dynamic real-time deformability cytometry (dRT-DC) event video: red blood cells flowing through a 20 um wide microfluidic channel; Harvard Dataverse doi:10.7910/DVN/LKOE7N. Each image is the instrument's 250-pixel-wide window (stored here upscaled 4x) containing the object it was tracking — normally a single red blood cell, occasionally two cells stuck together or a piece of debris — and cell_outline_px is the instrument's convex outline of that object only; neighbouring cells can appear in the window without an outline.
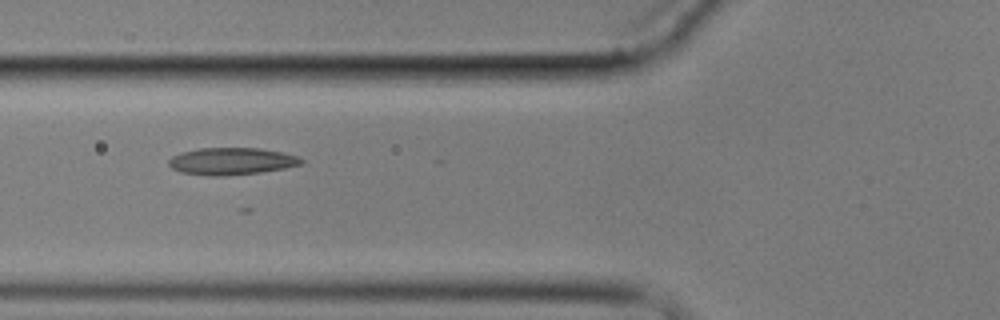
{"species": "common noctule bat (a hibernating species)", "species_latin": "Nyctalus noctula", "temperature_condition": "cold", "stored_images_in_passage": 8, "camera_frame_rate_fps": 3000, "um_per_image_px": 0.085, "animal": {"sex": "male", "body_mass_g": 17.9}, "frame": {"image": 1, "passage_image": 5, "time_ms": 5.667, "image_size_px": [1000, 320], "cell_outline_px": [[304, 164], [284, 168], [260, 172], [228, 176], [208, 176], [180, 172], [172, 168], [168, 164], [168, 160], [172, 156], [184, 152], [200, 148], [260, 148], [280, 152], [296, 156], [304, 160]], "centroid_in_image_um": [19.67, 13.71], "position_along_channel_um": 106.1, "area_um2": 20.92}}
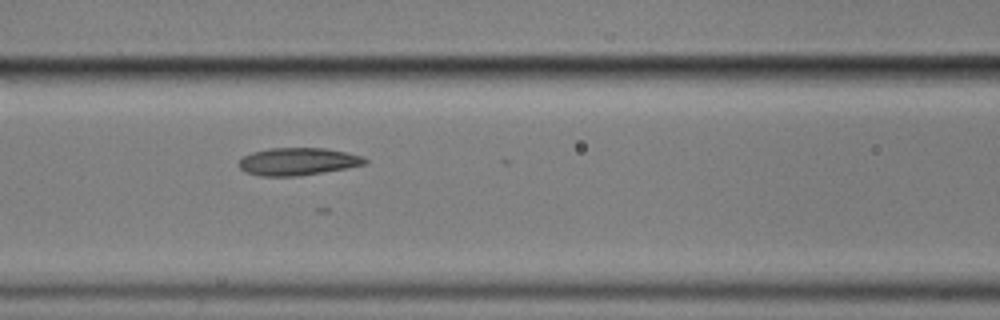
{"frame": {"image": 2, "passage_image": 6, "time_ms": 6.667, "image_size_px": [1000, 320], "cell_outline_px": [[368, 164], [348, 168], [300, 176], [260, 176], [244, 172], [240, 168], [240, 160], [244, 156], [252, 152], [268, 148], [324, 148], [344, 152], [360, 156], [368, 160]], "centroid_in_image_um": [25.32, 13.74], "position_along_channel_um": 141.3, "area_um2": 20.23}}
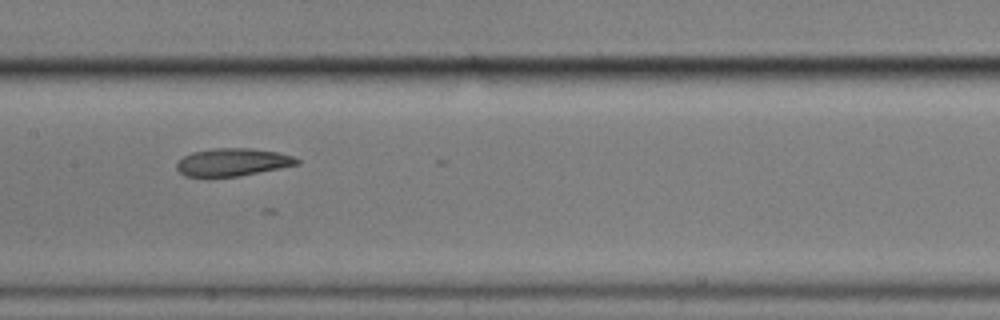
{"frame": {"image": 3, "passage_image": 7, "time_ms": 8.0, "image_size_px": [1000, 320], "cell_outline_px": [[300, 164], [240, 176], [208, 180], [184, 176], [176, 168], [176, 164], [184, 156], [192, 152], [212, 148], [252, 148], [276, 152], [292, 156], [300, 160]], "centroid_in_image_um": [19.7, 13.83], "position_along_channel_um": 187.7, "area_um2": 20.11}}